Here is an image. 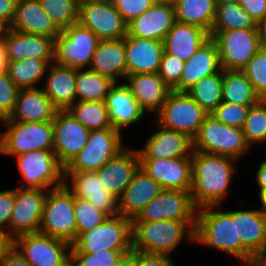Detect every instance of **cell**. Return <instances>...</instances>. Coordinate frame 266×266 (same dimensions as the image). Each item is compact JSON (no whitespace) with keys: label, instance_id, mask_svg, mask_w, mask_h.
Instances as JSON below:
<instances>
[{"label":"cell","instance_id":"obj_1","mask_svg":"<svg viewBox=\"0 0 266 266\" xmlns=\"http://www.w3.org/2000/svg\"><path fill=\"white\" fill-rule=\"evenodd\" d=\"M235 162L232 157L192 151L190 193L197 209L222 206L236 171Z\"/></svg>","mask_w":266,"mask_h":266},{"label":"cell","instance_id":"obj_2","mask_svg":"<svg viewBox=\"0 0 266 266\" xmlns=\"http://www.w3.org/2000/svg\"><path fill=\"white\" fill-rule=\"evenodd\" d=\"M220 206L197 209L194 243L220 250L238 259L253 255L237 239L236 210H222ZM221 209V210H220Z\"/></svg>","mask_w":266,"mask_h":266},{"label":"cell","instance_id":"obj_3","mask_svg":"<svg viewBox=\"0 0 266 266\" xmlns=\"http://www.w3.org/2000/svg\"><path fill=\"white\" fill-rule=\"evenodd\" d=\"M196 221H132V250L171 255L186 238L194 243Z\"/></svg>","mask_w":266,"mask_h":266},{"label":"cell","instance_id":"obj_4","mask_svg":"<svg viewBox=\"0 0 266 266\" xmlns=\"http://www.w3.org/2000/svg\"><path fill=\"white\" fill-rule=\"evenodd\" d=\"M192 148L195 151L238 160L244 158L243 155L250 150V145L242 129L227 126L208 115L192 139Z\"/></svg>","mask_w":266,"mask_h":266},{"label":"cell","instance_id":"obj_5","mask_svg":"<svg viewBox=\"0 0 266 266\" xmlns=\"http://www.w3.org/2000/svg\"><path fill=\"white\" fill-rule=\"evenodd\" d=\"M6 130L0 132V154L18 156L34 150H53L52 122H12L7 118L0 121Z\"/></svg>","mask_w":266,"mask_h":266},{"label":"cell","instance_id":"obj_6","mask_svg":"<svg viewBox=\"0 0 266 266\" xmlns=\"http://www.w3.org/2000/svg\"><path fill=\"white\" fill-rule=\"evenodd\" d=\"M39 232L71 245L76 241L74 195L65 184L47 191Z\"/></svg>","mask_w":266,"mask_h":266},{"label":"cell","instance_id":"obj_7","mask_svg":"<svg viewBox=\"0 0 266 266\" xmlns=\"http://www.w3.org/2000/svg\"><path fill=\"white\" fill-rule=\"evenodd\" d=\"M100 39L79 22L60 31L54 40V63L88 69Z\"/></svg>","mask_w":266,"mask_h":266},{"label":"cell","instance_id":"obj_8","mask_svg":"<svg viewBox=\"0 0 266 266\" xmlns=\"http://www.w3.org/2000/svg\"><path fill=\"white\" fill-rule=\"evenodd\" d=\"M15 158L24 180V186L17 187L49 191L64 185V167L59 163L53 150H34Z\"/></svg>","mask_w":266,"mask_h":266},{"label":"cell","instance_id":"obj_9","mask_svg":"<svg viewBox=\"0 0 266 266\" xmlns=\"http://www.w3.org/2000/svg\"><path fill=\"white\" fill-rule=\"evenodd\" d=\"M122 136L121 132L113 127L90 130L86 145L64 168V172L98 171L126 148Z\"/></svg>","mask_w":266,"mask_h":266},{"label":"cell","instance_id":"obj_10","mask_svg":"<svg viewBox=\"0 0 266 266\" xmlns=\"http://www.w3.org/2000/svg\"><path fill=\"white\" fill-rule=\"evenodd\" d=\"M73 245L81 253L132 250V221L122 215L108 217L99 226L83 232Z\"/></svg>","mask_w":266,"mask_h":266},{"label":"cell","instance_id":"obj_11","mask_svg":"<svg viewBox=\"0 0 266 266\" xmlns=\"http://www.w3.org/2000/svg\"><path fill=\"white\" fill-rule=\"evenodd\" d=\"M208 114L186 93L172 91L151 121L193 139Z\"/></svg>","mask_w":266,"mask_h":266},{"label":"cell","instance_id":"obj_12","mask_svg":"<svg viewBox=\"0 0 266 266\" xmlns=\"http://www.w3.org/2000/svg\"><path fill=\"white\" fill-rule=\"evenodd\" d=\"M223 70H243L261 48L257 29L211 31Z\"/></svg>","mask_w":266,"mask_h":266},{"label":"cell","instance_id":"obj_13","mask_svg":"<svg viewBox=\"0 0 266 266\" xmlns=\"http://www.w3.org/2000/svg\"><path fill=\"white\" fill-rule=\"evenodd\" d=\"M14 247L33 266H70L71 244L40 232L14 238Z\"/></svg>","mask_w":266,"mask_h":266},{"label":"cell","instance_id":"obj_14","mask_svg":"<svg viewBox=\"0 0 266 266\" xmlns=\"http://www.w3.org/2000/svg\"><path fill=\"white\" fill-rule=\"evenodd\" d=\"M78 22L100 40L121 39L127 35V23L112 2L79 0Z\"/></svg>","mask_w":266,"mask_h":266},{"label":"cell","instance_id":"obj_15","mask_svg":"<svg viewBox=\"0 0 266 266\" xmlns=\"http://www.w3.org/2000/svg\"><path fill=\"white\" fill-rule=\"evenodd\" d=\"M196 213L190 191L163 189L132 221H196Z\"/></svg>","mask_w":266,"mask_h":266},{"label":"cell","instance_id":"obj_16","mask_svg":"<svg viewBox=\"0 0 266 266\" xmlns=\"http://www.w3.org/2000/svg\"><path fill=\"white\" fill-rule=\"evenodd\" d=\"M47 191L14 188V206L9 223V234L13 238L26 233L39 232Z\"/></svg>","mask_w":266,"mask_h":266},{"label":"cell","instance_id":"obj_17","mask_svg":"<svg viewBox=\"0 0 266 266\" xmlns=\"http://www.w3.org/2000/svg\"><path fill=\"white\" fill-rule=\"evenodd\" d=\"M53 139L54 154L65 168L84 148L90 130L78 122L67 110H58L54 119Z\"/></svg>","mask_w":266,"mask_h":266},{"label":"cell","instance_id":"obj_18","mask_svg":"<svg viewBox=\"0 0 266 266\" xmlns=\"http://www.w3.org/2000/svg\"><path fill=\"white\" fill-rule=\"evenodd\" d=\"M140 168L164 190H191V157L139 159Z\"/></svg>","mask_w":266,"mask_h":266},{"label":"cell","instance_id":"obj_19","mask_svg":"<svg viewBox=\"0 0 266 266\" xmlns=\"http://www.w3.org/2000/svg\"><path fill=\"white\" fill-rule=\"evenodd\" d=\"M64 180L75 197L89 201L109 217L118 215L117 198L105 190L96 172H64Z\"/></svg>","mask_w":266,"mask_h":266},{"label":"cell","instance_id":"obj_20","mask_svg":"<svg viewBox=\"0 0 266 266\" xmlns=\"http://www.w3.org/2000/svg\"><path fill=\"white\" fill-rule=\"evenodd\" d=\"M158 130L146 140L143 148L138 149L139 159H169L191 157L192 139L175 130L162 127L157 122Z\"/></svg>","mask_w":266,"mask_h":266},{"label":"cell","instance_id":"obj_21","mask_svg":"<svg viewBox=\"0 0 266 266\" xmlns=\"http://www.w3.org/2000/svg\"><path fill=\"white\" fill-rule=\"evenodd\" d=\"M140 168L137 149L125 148L96 171L106 191L117 199Z\"/></svg>","mask_w":266,"mask_h":266},{"label":"cell","instance_id":"obj_22","mask_svg":"<svg viewBox=\"0 0 266 266\" xmlns=\"http://www.w3.org/2000/svg\"><path fill=\"white\" fill-rule=\"evenodd\" d=\"M222 70L217 44L210 37L185 62L180 82L172 91L187 92L204 77L216 74Z\"/></svg>","mask_w":266,"mask_h":266},{"label":"cell","instance_id":"obj_23","mask_svg":"<svg viewBox=\"0 0 266 266\" xmlns=\"http://www.w3.org/2000/svg\"><path fill=\"white\" fill-rule=\"evenodd\" d=\"M163 52V41L125 36L127 75L158 73Z\"/></svg>","mask_w":266,"mask_h":266},{"label":"cell","instance_id":"obj_24","mask_svg":"<svg viewBox=\"0 0 266 266\" xmlns=\"http://www.w3.org/2000/svg\"><path fill=\"white\" fill-rule=\"evenodd\" d=\"M162 190L153 178L139 168L122 195L117 199L118 215L132 221Z\"/></svg>","mask_w":266,"mask_h":266},{"label":"cell","instance_id":"obj_25","mask_svg":"<svg viewBox=\"0 0 266 266\" xmlns=\"http://www.w3.org/2000/svg\"><path fill=\"white\" fill-rule=\"evenodd\" d=\"M104 102L112 127L119 132H122L123 128L137 124L145 114L125 83H115Z\"/></svg>","mask_w":266,"mask_h":266},{"label":"cell","instance_id":"obj_26","mask_svg":"<svg viewBox=\"0 0 266 266\" xmlns=\"http://www.w3.org/2000/svg\"><path fill=\"white\" fill-rule=\"evenodd\" d=\"M125 85L135 96L141 108L156 114L166 102L172 90L158 73H139L127 75Z\"/></svg>","mask_w":266,"mask_h":266},{"label":"cell","instance_id":"obj_27","mask_svg":"<svg viewBox=\"0 0 266 266\" xmlns=\"http://www.w3.org/2000/svg\"><path fill=\"white\" fill-rule=\"evenodd\" d=\"M176 22L174 6L154 4L127 24V35L163 41Z\"/></svg>","mask_w":266,"mask_h":266},{"label":"cell","instance_id":"obj_28","mask_svg":"<svg viewBox=\"0 0 266 266\" xmlns=\"http://www.w3.org/2000/svg\"><path fill=\"white\" fill-rule=\"evenodd\" d=\"M58 109L43 89H20L13 112L7 118L12 122H52Z\"/></svg>","mask_w":266,"mask_h":266},{"label":"cell","instance_id":"obj_29","mask_svg":"<svg viewBox=\"0 0 266 266\" xmlns=\"http://www.w3.org/2000/svg\"><path fill=\"white\" fill-rule=\"evenodd\" d=\"M7 61L54 59V39L9 29L4 38Z\"/></svg>","mask_w":266,"mask_h":266},{"label":"cell","instance_id":"obj_30","mask_svg":"<svg viewBox=\"0 0 266 266\" xmlns=\"http://www.w3.org/2000/svg\"><path fill=\"white\" fill-rule=\"evenodd\" d=\"M11 30L55 38L60 30L51 21L39 0H17Z\"/></svg>","mask_w":266,"mask_h":266},{"label":"cell","instance_id":"obj_31","mask_svg":"<svg viewBox=\"0 0 266 266\" xmlns=\"http://www.w3.org/2000/svg\"><path fill=\"white\" fill-rule=\"evenodd\" d=\"M89 70L110 78L118 83L127 76L125 37L100 40L93 54Z\"/></svg>","mask_w":266,"mask_h":266},{"label":"cell","instance_id":"obj_32","mask_svg":"<svg viewBox=\"0 0 266 266\" xmlns=\"http://www.w3.org/2000/svg\"><path fill=\"white\" fill-rule=\"evenodd\" d=\"M45 76L44 93L58 110H67L76 102V69L53 62Z\"/></svg>","mask_w":266,"mask_h":266},{"label":"cell","instance_id":"obj_33","mask_svg":"<svg viewBox=\"0 0 266 266\" xmlns=\"http://www.w3.org/2000/svg\"><path fill=\"white\" fill-rule=\"evenodd\" d=\"M209 38L206 30L176 21L163 40V48L167 54L186 62Z\"/></svg>","mask_w":266,"mask_h":266},{"label":"cell","instance_id":"obj_34","mask_svg":"<svg viewBox=\"0 0 266 266\" xmlns=\"http://www.w3.org/2000/svg\"><path fill=\"white\" fill-rule=\"evenodd\" d=\"M237 239L254 256L266 243V215L259 209L236 210Z\"/></svg>","mask_w":266,"mask_h":266},{"label":"cell","instance_id":"obj_35","mask_svg":"<svg viewBox=\"0 0 266 266\" xmlns=\"http://www.w3.org/2000/svg\"><path fill=\"white\" fill-rule=\"evenodd\" d=\"M176 21L196 25L209 34L215 19V0H177L174 4Z\"/></svg>","mask_w":266,"mask_h":266},{"label":"cell","instance_id":"obj_36","mask_svg":"<svg viewBox=\"0 0 266 266\" xmlns=\"http://www.w3.org/2000/svg\"><path fill=\"white\" fill-rule=\"evenodd\" d=\"M260 100L253 85L242 71L223 70L222 101L253 106Z\"/></svg>","mask_w":266,"mask_h":266},{"label":"cell","instance_id":"obj_37","mask_svg":"<svg viewBox=\"0 0 266 266\" xmlns=\"http://www.w3.org/2000/svg\"><path fill=\"white\" fill-rule=\"evenodd\" d=\"M54 59H34L7 61V73L19 89L39 88L38 83L46 77L48 66Z\"/></svg>","mask_w":266,"mask_h":266},{"label":"cell","instance_id":"obj_38","mask_svg":"<svg viewBox=\"0 0 266 266\" xmlns=\"http://www.w3.org/2000/svg\"><path fill=\"white\" fill-rule=\"evenodd\" d=\"M76 101H105L113 80L89 69H76Z\"/></svg>","mask_w":266,"mask_h":266},{"label":"cell","instance_id":"obj_39","mask_svg":"<svg viewBox=\"0 0 266 266\" xmlns=\"http://www.w3.org/2000/svg\"><path fill=\"white\" fill-rule=\"evenodd\" d=\"M67 111L88 130L112 127L104 101H76Z\"/></svg>","mask_w":266,"mask_h":266},{"label":"cell","instance_id":"obj_40","mask_svg":"<svg viewBox=\"0 0 266 266\" xmlns=\"http://www.w3.org/2000/svg\"><path fill=\"white\" fill-rule=\"evenodd\" d=\"M223 70L204 77L186 93L208 114L222 102Z\"/></svg>","mask_w":266,"mask_h":266},{"label":"cell","instance_id":"obj_41","mask_svg":"<svg viewBox=\"0 0 266 266\" xmlns=\"http://www.w3.org/2000/svg\"><path fill=\"white\" fill-rule=\"evenodd\" d=\"M235 29H257L256 22L239 3L216 6V14L211 31Z\"/></svg>","mask_w":266,"mask_h":266},{"label":"cell","instance_id":"obj_42","mask_svg":"<svg viewBox=\"0 0 266 266\" xmlns=\"http://www.w3.org/2000/svg\"><path fill=\"white\" fill-rule=\"evenodd\" d=\"M39 2L60 31L78 22L79 0H39Z\"/></svg>","mask_w":266,"mask_h":266},{"label":"cell","instance_id":"obj_43","mask_svg":"<svg viewBox=\"0 0 266 266\" xmlns=\"http://www.w3.org/2000/svg\"><path fill=\"white\" fill-rule=\"evenodd\" d=\"M242 131L250 147L266 142V100L250 107Z\"/></svg>","mask_w":266,"mask_h":266},{"label":"cell","instance_id":"obj_44","mask_svg":"<svg viewBox=\"0 0 266 266\" xmlns=\"http://www.w3.org/2000/svg\"><path fill=\"white\" fill-rule=\"evenodd\" d=\"M133 250H103L96 253H81L73 244L70 249V266H116Z\"/></svg>","mask_w":266,"mask_h":266},{"label":"cell","instance_id":"obj_45","mask_svg":"<svg viewBox=\"0 0 266 266\" xmlns=\"http://www.w3.org/2000/svg\"><path fill=\"white\" fill-rule=\"evenodd\" d=\"M76 219V239L85 231L94 229L109 216L93 206L89 201L74 196Z\"/></svg>","mask_w":266,"mask_h":266},{"label":"cell","instance_id":"obj_46","mask_svg":"<svg viewBox=\"0 0 266 266\" xmlns=\"http://www.w3.org/2000/svg\"><path fill=\"white\" fill-rule=\"evenodd\" d=\"M241 71L251 82L257 95L266 100V50L260 48Z\"/></svg>","mask_w":266,"mask_h":266},{"label":"cell","instance_id":"obj_47","mask_svg":"<svg viewBox=\"0 0 266 266\" xmlns=\"http://www.w3.org/2000/svg\"><path fill=\"white\" fill-rule=\"evenodd\" d=\"M250 107L222 101L211 116L227 126L242 129Z\"/></svg>","mask_w":266,"mask_h":266},{"label":"cell","instance_id":"obj_48","mask_svg":"<svg viewBox=\"0 0 266 266\" xmlns=\"http://www.w3.org/2000/svg\"><path fill=\"white\" fill-rule=\"evenodd\" d=\"M19 90L7 72L0 74V121L13 112Z\"/></svg>","mask_w":266,"mask_h":266},{"label":"cell","instance_id":"obj_49","mask_svg":"<svg viewBox=\"0 0 266 266\" xmlns=\"http://www.w3.org/2000/svg\"><path fill=\"white\" fill-rule=\"evenodd\" d=\"M184 64L179 58L163 52L158 74L171 90L179 84Z\"/></svg>","mask_w":266,"mask_h":266},{"label":"cell","instance_id":"obj_50","mask_svg":"<svg viewBox=\"0 0 266 266\" xmlns=\"http://www.w3.org/2000/svg\"><path fill=\"white\" fill-rule=\"evenodd\" d=\"M112 3L127 24L154 5L153 0H115Z\"/></svg>","mask_w":266,"mask_h":266},{"label":"cell","instance_id":"obj_51","mask_svg":"<svg viewBox=\"0 0 266 266\" xmlns=\"http://www.w3.org/2000/svg\"><path fill=\"white\" fill-rule=\"evenodd\" d=\"M14 206V188L0 191V229L9 233V223Z\"/></svg>","mask_w":266,"mask_h":266},{"label":"cell","instance_id":"obj_52","mask_svg":"<svg viewBox=\"0 0 266 266\" xmlns=\"http://www.w3.org/2000/svg\"><path fill=\"white\" fill-rule=\"evenodd\" d=\"M169 255L150 254L135 251V266H175Z\"/></svg>","mask_w":266,"mask_h":266},{"label":"cell","instance_id":"obj_53","mask_svg":"<svg viewBox=\"0 0 266 266\" xmlns=\"http://www.w3.org/2000/svg\"><path fill=\"white\" fill-rule=\"evenodd\" d=\"M239 4L256 24L266 16V0H240Z\"/></svg>","mask_w":266,"mask_h":266},{"label":"cell","instance_id":"obj_54","mask_svg":"<svg viewBox=\"0 0 266 266\" xmlns=\"http://www.w3.org/2000/svg\"><path fill=\"white\" fill-rule=\"evenodd\" d=\"M0 266H33L21 253L13 247V249L0 261Z\"/></svg>","mask_w":266,"mask_h":266},{"label":"cell","instance_id":"obj_55","mask_svg":"<svg viewBox=\"0 0 266 266\" xmlns=\"http://www.w3.org/2000/svg\"><path fill=\"white\" fill-rule=\"evenodd\" d=\"M16 3L17 0H0V18L9 25L15 16Z\"/></svg>","mask_w":266,"mask_h":266},{"label":"cell","instance_id":"obj_56","mask_svg":"<svg viewBox=\"0 0 266 266\" xmlns=\"http://www.w3.org/2000/svg\"><path fill=\"white\" fill-rule=\"evenodd\" d=\"M14 238L5 230L0 229V261L13 249Z\"/></svg>","mask_w":266,"mask_h":266},{"label":"cell","instance_id":"obj_57","mask_svg":"<svg viewBox=\"0 0 266 266\" xmlns=\"http://www.w3.org/2000/svg\"><path fill=\"white\" fill-rule=\"evenodd\" d=\"M255 177L259 192L266 190V159L258 166Z\"/></svg>","mask_w":266,"mask_h":266},{"label":"cell","instance_id":"obj_58","mask_svg":"<svg viewBox=\"0 0 266 266\" xmlns=\"http://www.w3.org/2000/svg\"><path fill=\"white\" fill-rule=\"evenodd\" d=\"M260 47L266 50V16L256 24Z\"/></svg>","mask_w":266,"mask_h":266},{"label":"cell","instance_id":"obj_59","mask_svg":"<svg viewBox=\"0 0 266 266\" xmlns=\"http://www.w3.org/2000/svg\"><path fill=\"white\" fill-rule=\"evenodd\" d=\"M7 72V58L4 40H0V74Z\"/></svg>","mask_w":266,"mask_h":266},{"label":"cell","instance_id":"obj_60","mask_svg":"<svg viewBox=\"0 0 266 266\" xmlns=\"http://www.w3.org/2000/svg\"><path fill=\"white\" fill-rule=\"evenodd\" d=\"M116 266H135V251L125 255Z\"/></svg>","mask_w":266,"mask_h":266},{"label":"cell","instance_id":"obj_61","mask_svg":"<svg viewBox=\"0 0 266 266\" xmlns=\"http://www.w3.org/2000/svg\"><path fill=\"white\" fill-rule=\"evenodd\" d=\"M261 266H266V243L261 247V249L254 255Z\"/></svg>","mask_w":266,"mask_h":266},{"label":"cell","instance_id":"obj_62","mask_svg":"<svg viewBox=\"0 0 266 266\" xmlns=\"http://www.w3.org/2000/svg\"><path fill=\"white\" fill-rule=\"evenodd\" d=\"M9 29H10V25L6 21L0 18V40H4Z\"/></svg>","mask_w":266,"mask_h":266},{"label":"cell","instance_id":"obj_63","mask_svg":"<svg viewBox=\"0 0 266 266\" xmlns=\"http://www.w3.org/2000/svg\"><path fill=\"white\" fill-rule=\"evenodd\" d=\"M244 266H261V264L257 261V259L252 256L249 258L240 259Z\"/></svg>","mask_w":266,"mask_h":266},{"label":"cell","instance_id":"obj_64","mask_svg":"<svg viewBox=\"0 0 266 266\" xmlns=\"http://www.w3.org/2000/svg\"><path fill=\"white\" fill-rule=\"evenodd\" d=\"M258 194H259L260 204L262 205V208H259V210L264 215H266V190L260 191Z\"/></svg>","mask_w":266,"mask_h":266},{"label":"cell","instance_id":"obj_65","mask_svg":"<svg viewBox=\"0 0 266 266\" xmlns=\"http://www.w3.org/2000/svg\"><path fill=\"white\" fill-rule=\"evenodd\" d=\"M240 0H215L216 6L226 4H238Z\"/></svg>","mask_w":266,"mask_h":266},{"label":"cell","instance_id":"obj_66","mask_svg":"<svg viewBox=\"0 0 266 266\" xmlns=\"http://www.w3.org/2000/svg\"><path fill=\"white\" fill-rule=\"evenodd\" d=\"M176 1L177 0H153L154 4H165L170 6H174Z\"/></svg>","mask_w":266,"mask_h":266},{"label":"cell","instance_id":"obj_67","mask_svg":"<svg viewBox=\"0 0 266 266\" xmlns=\"http://www.w3.org/2000/svg\"><path fill=\"white\" fill-rule=\"evenodd\" d=\"M105 1H107V2H114L115 0H105Z\"/></svg>","mask_w":266,"mask_h":266}]
</instances>
